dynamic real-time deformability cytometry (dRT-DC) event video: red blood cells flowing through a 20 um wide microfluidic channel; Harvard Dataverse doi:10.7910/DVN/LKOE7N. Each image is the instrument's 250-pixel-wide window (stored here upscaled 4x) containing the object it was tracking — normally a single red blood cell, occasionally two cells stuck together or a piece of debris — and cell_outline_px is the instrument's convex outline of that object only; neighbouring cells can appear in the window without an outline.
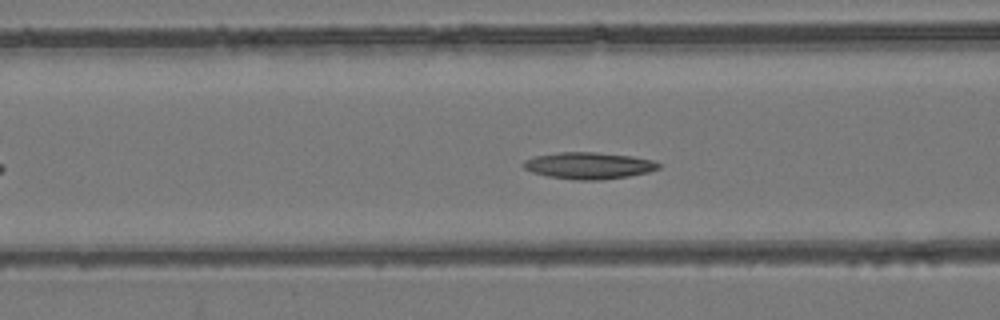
{"species": "common noctule bat (a hibernating species)", "species_latin": "Nyctalus noctula", "temperature_condition": "room temperature", "stored_images_in_passage": 46, "camera_frame_rate_fps": 3000, "um_per_image_px": 0.085, "animal": {"sex": "female", "body_mass_g": 24.6, "forearm_length_mm": 56.2}, "frame": {"image": 1, "passage_image": 14, "time_ms": 4.333, "image_size_px": [1000, 320], "cell_outline_px": [[660, 168], [648, 172], [628, 176], [600, 180], [576, 180], [548, 176], [532, 172], [524, 168], [520, 164], [524, 160], [536, 156], [560, 152], [596, 152], [632, 156], [652, 160], [660, 164]], "centroid_in_image_um": [50.03, 14.07], "position_along_channel_um": 116.6, "area_um2": 20.98}}
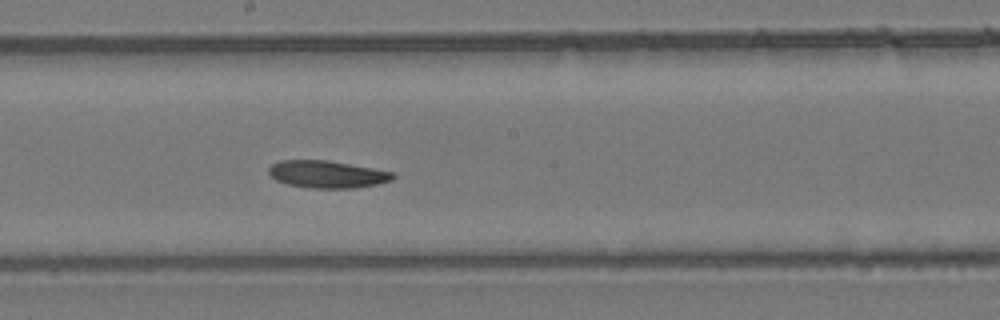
{"frame": {"image": 2, "passage_image": 22, "time_ms": 7.0, "image_size_px": [1000, 320], "cell_outline_px": [[396, 176], [392, 180], [376, 184], [352, 188], [308, 188], [288, 184], [276, 180], [268, 172], [268, 168], [272, 164], [280, 160], [328, 160], [372, 168], [392, 172]], "centroid_in_image_um": [27.78, 14.81], "position_along_channel_um": 220.4, "area_um2": 19.65}}
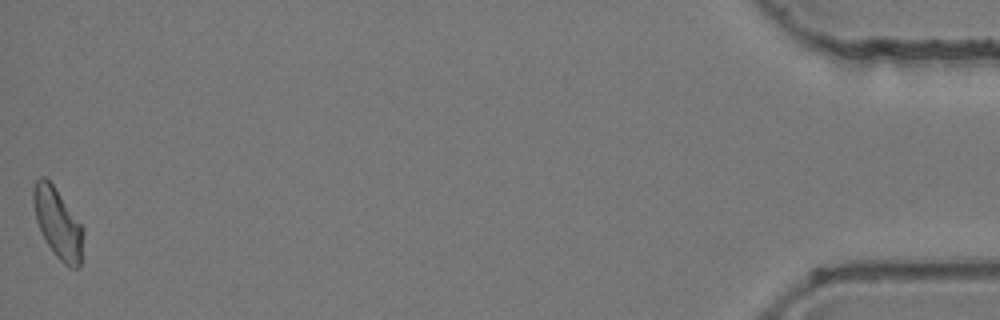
{"frame": {"image": 3, "passage_image": 46, "time_ms": 15.0, "image_size_px": [1000, 320], "cell_outline_px": [[84, 232], [80, 268], [68, 268], [56, 256], [48, 244], [36, 220], [32, 200], [32, 188], [36, 180], [40, 176], [44, 176], [52, 184], [84, 228]], "centroid_in_image_um": [4.92, 18.99], "position_along_channel_um": 430.3, "area_um2": 20.23}, "authors_computed_cell_mechanics": {"area_um2": 20.2589, "velocity_mm_per_s": 3.902, "shape_relaxation_time_tau1_ms": 11.2309, "shape_relaxation_time_tau2_ms": 10.4969, "deformation_change_tau1": 0.1788, "deformation_change_tau2": 0.1865}}